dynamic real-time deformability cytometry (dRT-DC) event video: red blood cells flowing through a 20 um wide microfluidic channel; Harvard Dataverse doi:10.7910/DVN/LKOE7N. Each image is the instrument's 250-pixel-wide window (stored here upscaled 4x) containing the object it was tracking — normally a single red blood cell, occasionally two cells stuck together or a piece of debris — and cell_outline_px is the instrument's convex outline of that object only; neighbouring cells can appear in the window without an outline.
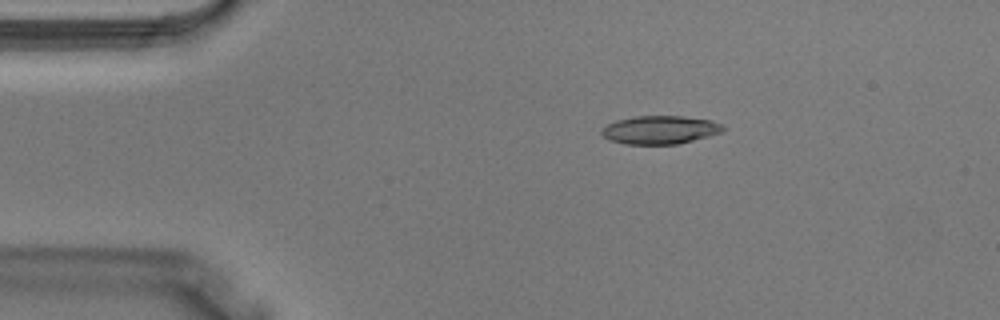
{"species": "Egyptian fruit bat (a non-hibernating species)", "species_latin": "Rousettus aegyptiacus", "temperature_condition": "warm", "stored_images_in_passage": 4, "camera_frame_rate_fps": 3000, "um_per_image_px": 0.085, "animal": {"sex": "male"}, "frame": {"image": 1, "passage_image": 2, "time_ms": 0.333, "image_size_px": [1000, 320], "cell_outline_px": [[724, 132], [680, 144], [624, 144], [612, 140], [604, 136], [600, 132], [600, 128], [616, 120], [636, 116], [680, 116], [712, 120], [720, 124], [724, 128]], "centroid_in_image_um": [56.11, 11.04], "position_along_channel_um": 28.9, "area_um2": 20.06}}